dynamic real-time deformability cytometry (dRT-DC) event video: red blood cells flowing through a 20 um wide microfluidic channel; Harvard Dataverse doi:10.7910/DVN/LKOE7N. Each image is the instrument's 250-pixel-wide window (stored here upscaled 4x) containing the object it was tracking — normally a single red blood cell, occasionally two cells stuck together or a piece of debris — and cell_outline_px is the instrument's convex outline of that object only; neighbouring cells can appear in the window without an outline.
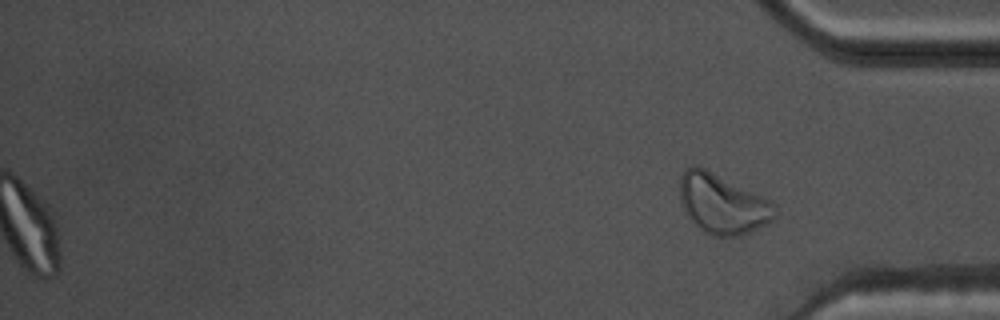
{"species": "common noctule bat (a hibernating species)", "species_latin": "Nyctalus noctula", "temperature_condition": "warm", "stored_images_in_passage": 53, "segment_of_instrument_passage": [2, 2], "camera_frame_rate_fps": 3000, "um_per_image_px": 0.085, "animal": {"sex": "male", "body_mass_g": 17.5, "forearm_length_mm": 52.3}, "frame": {"image": 1, "passage_image": 53, "time_ms": 17.333, "image_size_px": [1000, 320], "cell_outline_px": [[776, 216], [772, 220], [748, 232], [732, 236], [716, 236], [704, 232], [688, 216], [680, 200], [680, 176], [692, 164], [700, 164], [768, 200], [776, 208]], "centroid_in_image_um": [61.37, 17.29], "position_along_channel_um": 373.8, "area_um2": 32.6}}